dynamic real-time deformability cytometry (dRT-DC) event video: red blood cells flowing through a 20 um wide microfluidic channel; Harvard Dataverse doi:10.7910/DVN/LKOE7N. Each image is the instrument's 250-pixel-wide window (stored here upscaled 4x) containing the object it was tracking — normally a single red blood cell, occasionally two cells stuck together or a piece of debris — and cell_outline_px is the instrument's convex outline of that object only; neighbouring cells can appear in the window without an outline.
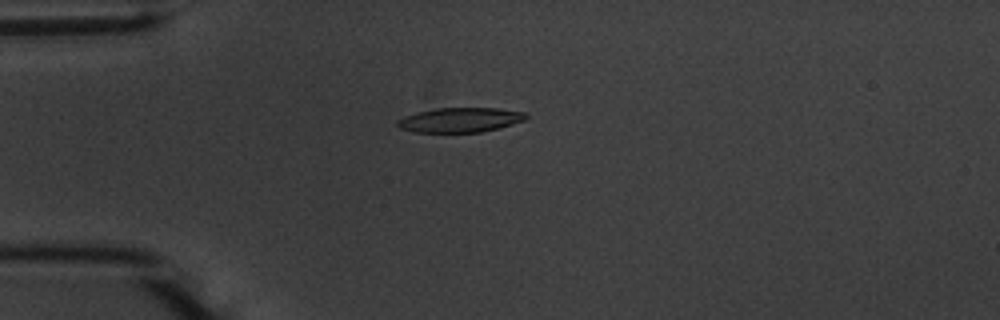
{"species": "common noctule bat (a hibernating species)", "species_latin": "Nyctalus noctula", "temperature_condition": "warm", "stored_images_in_passage": 45, "camera_frame_rate_fps": 3000, "um_per_image_px": 0.085, "animal": {"sex": "male", "body_mass_g": 20.1, "forearm_length_mm": 53.5}, "frame": {"image": 1, "passage_image": 5, "time_ms": 1.333, "image_size_px": [1000, 320], "cell_outline_px": [[528, 116], [524, 120], [512, 124], [480, 132], [416, 132], [400, 128], [396, 124], [396, 120], [404, 116], [416, 112], [436, 108], [496, 108], [524, 112]], "centroid_in_image_um": [39.06, 10.19], "position_along_channel_um": 45.9, "area_um2": 18.32}}
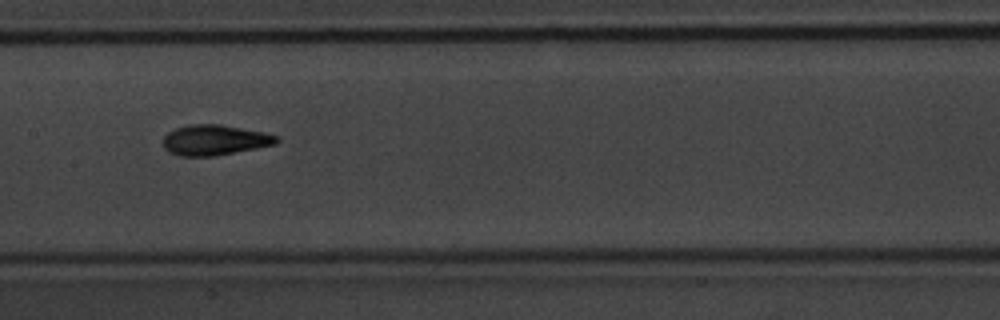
{"frame": {"image": 2, "passage_image": 18, "time_ms": 5.667, "image_size_px": [1000, 320], "cell_outline_px": [[280, 140], [276, 144], [256, 148], [212, 156], [180, 156], [168, 152], [164, 148], [164, 136], [168, 132], [176, 128], [188, 124], [220, 124], [264, 132], [280, 136]], "centroid_in_image_um": [18.25, 11.89], "position_along_channel_um": 189.1, "area_um2": 20.11}}
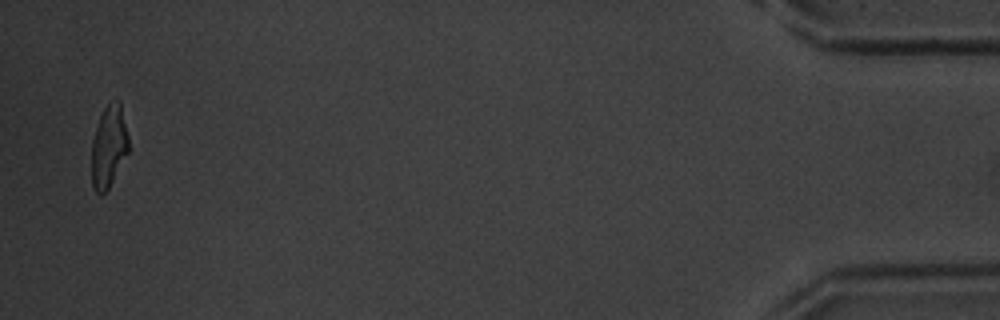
{"frame": {"image": 3, "passage_image": 44, "time_ms": 14.333, "image_size_px": [1000, 320], "cell_outline_px": [[128, 152], [108, 188], [100, 196], [96, 192], [92, 184], [92, 140], [100, 116], [104, 108], [108, 104], [116, 100], [120, 100], [128, 136]], "centroid_in_image_um": [9.24, 12.44], "position_along_channel_um": 426.0, "area_um2": 17.4}, "authors_computed_cell_mechanics": {"area_um2": 19.1896, "velocity_mm_per_s": 3.7122, "shape_relaxation_time_tau1_ms": 3.3418, "shape_relaxation_time_tau2_ms": 1.7491, "deformation_change_tau1": 0.1708, "deformation_change_tau2": 0.0968}}